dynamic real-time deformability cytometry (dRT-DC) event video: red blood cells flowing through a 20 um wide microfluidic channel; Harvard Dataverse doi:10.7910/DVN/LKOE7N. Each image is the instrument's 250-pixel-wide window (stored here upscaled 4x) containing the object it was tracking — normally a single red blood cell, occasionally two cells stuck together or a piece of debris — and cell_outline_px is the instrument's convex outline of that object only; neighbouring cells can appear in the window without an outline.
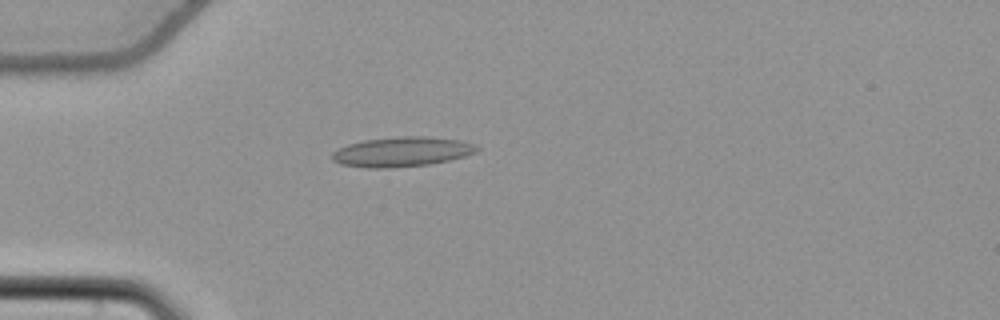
{"species": "common noctule bat (a hibernating species)", "species_latin": "Nyctalus noctula", "temperature_condition": "cold", "stored_images_in_passage": 40, "camera_frame_rate_fps": 3000, "um_per_image_px": 0.085, "animal": {"sex": "female", "body_mass_g": 22.7, "forearm_length_mm": 54.2}, "frame": {"image": 1, "passage_image": 1, "time_ms": 0.0, "image_size_px": [1000, 320], "cell_outline_px": [[480, 148], [476, 152], [464, 156], [448, 160], [428, 164], [384, 168], [372, 168], [340, 164], [332, 160], [332, 152], [348, 144], [364, 140], [404, 136], [424, 136], [460, 140], [476, 144]], "centroid_in_image_um": [34.17, 12.89], "position_along_channel_um": 50.8, "area_um2": 24.85}}
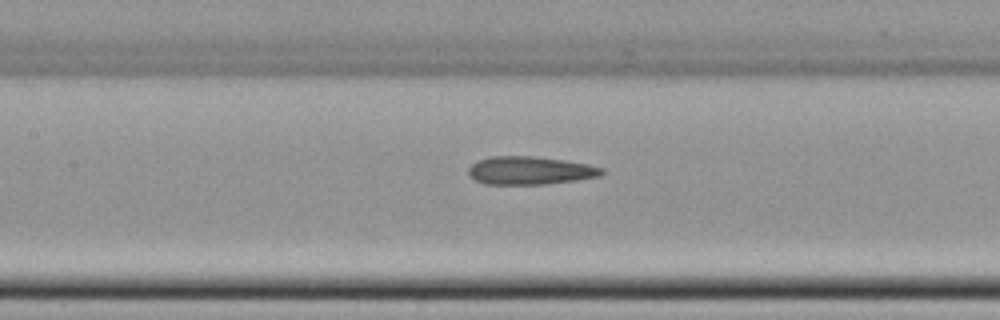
{"frame": {"image": 2, "passage_image": 11, "time_ms": 3.333, "image_size_px": [1000, 320], "cell_outline_px": [[604, 172], [600, 176], [576, 180], [548, 184], [484, 184], [476, 180], [468, 172], [468, 168], [476, 160], [492, 156], [532, 156], [564, 160], [588, 164], [604, 168]], "centroid_in_image_um": [45.06, 14.49], "position_along_channel_um": 162.3, "area_um2": 21.85}}
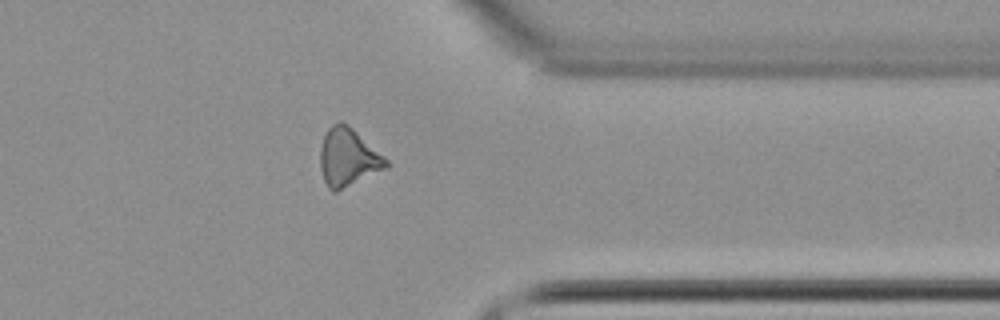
{"frame": {"image": 3, "passage_image": 29, "time_ms": 9.333, "image_size_px": [1000, 320], "cell_outline_px": [[392, 164], [388, 168], [336, 192], [332, 192], [328, 188], [324, 180], [320, 168], [320, 148], [324, 136], [328, 128], [332, 124], [340, 120], [344, 120], [384, 156]], "centroid_in_image_um": [29.6, 13.38], "position_along_channel_um": 381.8, "area_um2": 22.6}, "authors_computed_cell_mechanics": {"area_um2": 21.8773, "velocity_mm_per_s": 3.7899, "shape_relaxation_time_tau1_ms": null, "shape_relaxation_time_tau2_ms": 5.7729, "deformation_change_tau1": null, "deformation_change_tau2": 0.1688}}